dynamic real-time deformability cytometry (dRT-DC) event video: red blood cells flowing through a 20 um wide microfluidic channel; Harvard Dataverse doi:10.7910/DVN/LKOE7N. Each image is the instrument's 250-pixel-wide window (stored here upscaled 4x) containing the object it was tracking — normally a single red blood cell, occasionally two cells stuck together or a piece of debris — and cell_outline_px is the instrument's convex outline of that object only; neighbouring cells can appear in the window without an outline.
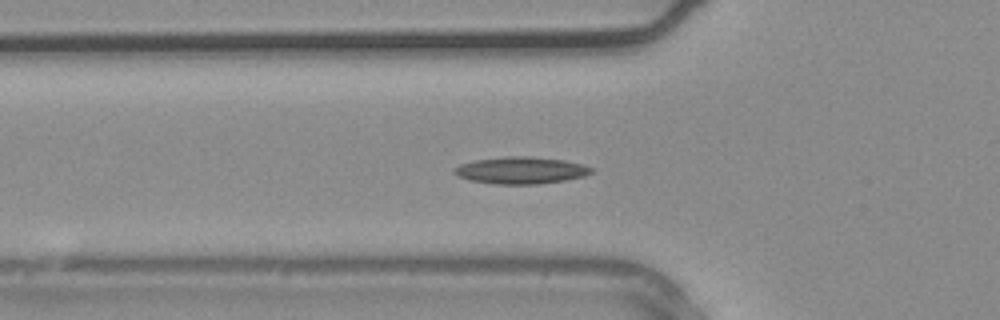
{"species": "common noctule bat (a hibernating species)", "species_latin": "Nyctalus noctula", "temperature_condition": "warm", "stored_images_in_passage": 31, "camera_frame_rate_fps": 3000, "um_per_image_px": 0.085, "animal": {"sex": "male", "body_mass_g": 20.4}, "frame": {"image": 1, "passage_image": 10, "time_ms": 3.0, "image_size_px": [1000, 320], "cell_outline_px": [[592, 172], [584, 176], [564, 180], [536, 184], [496, 184], [468, 180], [452, 172], [452, 168], [460, 164], [476, 160], [504, 156], [528, 156], [564, 160], [584, 164], [592, 168]], "centroid_in_image_um": [44.25, 14.47], "position_along_channel_um": 81.5, "area_um2": 21.5}}